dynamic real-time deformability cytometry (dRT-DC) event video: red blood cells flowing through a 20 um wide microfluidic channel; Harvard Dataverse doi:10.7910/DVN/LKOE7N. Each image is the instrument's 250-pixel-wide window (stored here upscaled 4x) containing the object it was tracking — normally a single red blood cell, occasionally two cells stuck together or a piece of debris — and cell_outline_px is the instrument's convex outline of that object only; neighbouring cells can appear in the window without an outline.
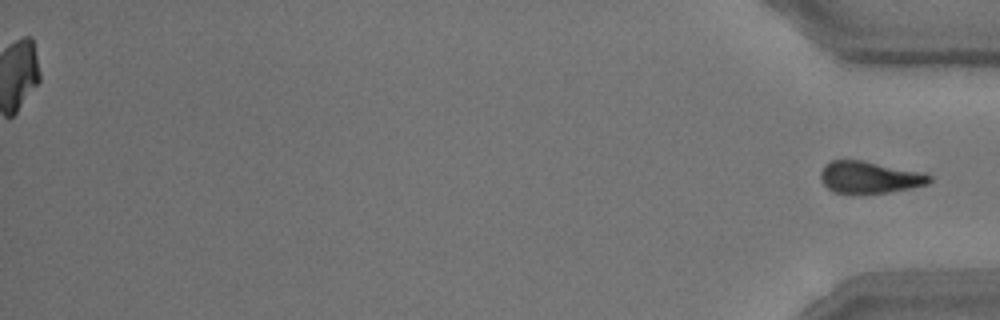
{"species": "common noctule bat (a hibernating species)", "species_latin": "Nyctalus noctula", "temperature_condition": "room temperature", "stored_images_in_passage": 54, "segment_of_instrument_passage": [2, 2], "camera_frame_rate_fps": 3000, "um_per_image_px": 0.085, "animal": {"sex": "male", "body_mass_g": 15.6}, "frame": {"image": 1, "passage_image": 54, "time_ms": 17.667, "image_size_px": [1000, 320], "cell_outline_px": [[932, 180], [928, 184], [888, 192], [832, 192], [820, 180], [820, 172], [824, 164], [828, 160], [864, 160], [928, 172], [932, 176]], "centroid_in_image_um": [73.94, 15.02], "position_along_channel_um": 361.3, "area_um2": 20.46}}